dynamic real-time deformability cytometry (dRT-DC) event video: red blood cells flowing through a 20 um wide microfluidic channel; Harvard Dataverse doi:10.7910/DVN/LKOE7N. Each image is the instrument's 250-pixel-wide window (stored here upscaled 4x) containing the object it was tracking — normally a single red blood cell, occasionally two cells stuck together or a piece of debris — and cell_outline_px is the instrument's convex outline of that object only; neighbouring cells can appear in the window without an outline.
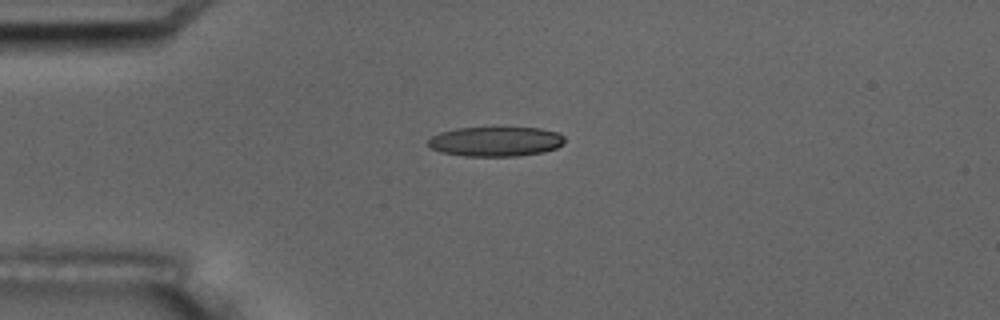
{"species": "common noctule bat (a hibernating species)", "species_latin": "Nyctalus noctula", "temperature_condition": "room temperature", "stored_images_in_passage": 8, "camera_frame_rate_fps": 3000, "um_per_image_px": 0.085, "animal": {"sex": "male", "body_mass_g": 17.5, "forearm_length_mm": 52.3}, "frame": {"image": 1, "passage_image": 2, "time_ms": 1.0, "image_size_px": [1000, 320], "cell_outline_px": [[564, 144], [556, 148], [544, 152], [516, 156], [464, 156], [440, 152], [428, 148], [428, 140], [432, 136], [440, 132], [456, 128], [540, 128], [560, 132], [564, 136]], "centroid_in_image_um": [42.13, 12.03], "position_along_channel_um": 42.9, "area_um2": 23.81}}
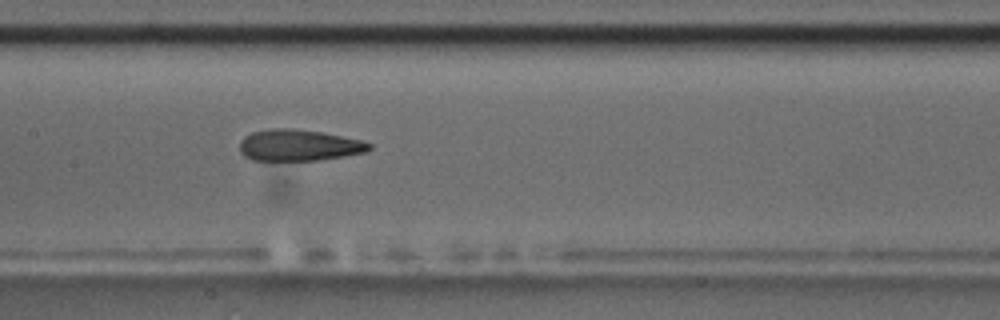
{"frame": {"image": 2, "passage_image": 6, "time_ms": 5.667, "image_size_px": [1000, 320], "cell_outline_px": [[372, 148], [368, 152], [344, 156], [316, 160], [252, 160], [244, 156], [240, 152], [240, 140], [244, 136], [252, 132], [268, 128], [292, 128], [324, 132], [360, 140], [372, 144]], "centroid_in_image_um": [25.39, 12.33], "position_along_channel_um": 182.0, "area_um2": 23.87}}